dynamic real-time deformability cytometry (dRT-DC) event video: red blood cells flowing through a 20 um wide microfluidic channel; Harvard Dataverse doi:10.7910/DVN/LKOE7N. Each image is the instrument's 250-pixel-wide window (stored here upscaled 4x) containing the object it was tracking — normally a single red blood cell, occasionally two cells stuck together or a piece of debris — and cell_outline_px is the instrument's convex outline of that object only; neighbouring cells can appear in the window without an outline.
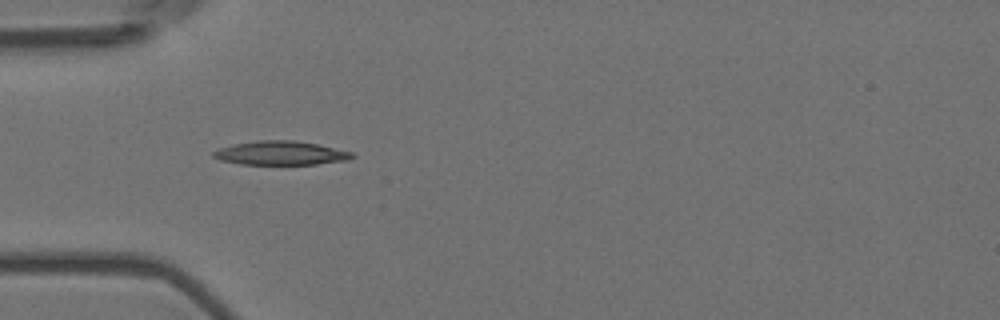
{"species": "Egyptian fruit bat (a non-hibernating species)", "species_latin": "Rousettus aegyptiacus", "temperature_condition": "room temperature", "stored_images_in_passage": 6, "camera_frame_rate_fps": 3000, "um_per_image_px": 0.085, "animal": {"sex": "female"}, "frame": {"image": 1, "passage_image": 5, "time_ms": 1.333, "image_size_px": [1000, 320], "cell_outline_px": [[356, 156], [348, 160], [316, 164], [240, 164], [220, 160], [212, 156], [212, 152], [220, 148], [232, 144], [256, 140], [292, 140], [316, 144], [352, 152]], "centroid_in_image_um": [23.83, 13.01], "position_along_channel_um": 61.2, "area_um2": 19.25}}
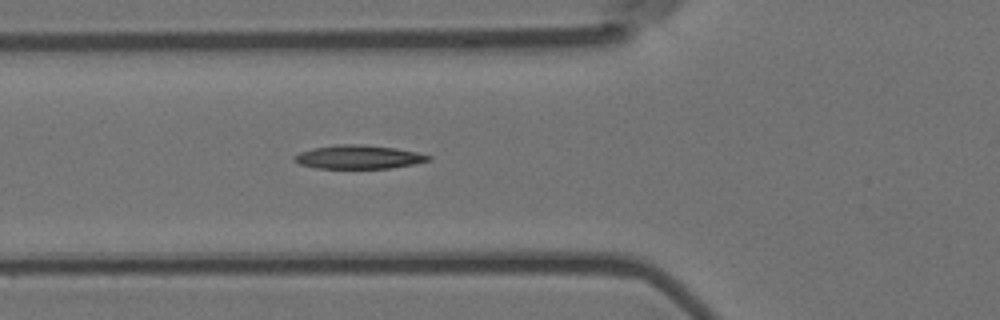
{"frame": {"image": 2, "passage_image": 6, "time_ms": 1.667, "image_size_px": [1000, 320], "cell_outline_px": [[432, 160], [412, 164], [388, 168], [316, 168], [300, 164], [292, 160], [292, 156], [300, 152], [312, 148], [336, 144], [360, 144], [396, 148], [416, 152], [432, 156]], "centroid_in_image_um": [30.44, 13.34], "position_along_channel_um": 95.4, "area_um2": 18.5}}